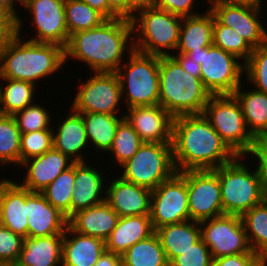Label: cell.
Instances as JSON below:
<instances>
[{"mask_svg":"<svg viewBox=\"0 0 267 266\" xmlns=\"http://www.w3.org/2000/svg\"><path fill=\"white\" fill-rule=\"evenodd\" d=\"M258 167L256 168L260 178V186L262 195L267 201V161H257Z\"/></svg>","mask_w":267,"mask_h":266,"instance_id":"cell-53","label":"cell"},{"mask_svg":"<svg viewBox=\"0 0 267 266\" xmlns=\"http://www.w3.org/2000/svg\"><path fill=\"white\" fill-rule=\"evenodd\" d=\"M28 237H48L64 234L68 218L53 207L40 192L26 188Z\"/></svg>","mask_w":267,"mask_h":266,"instance_id":"cell-19","label":"cell"},{"mask_svg":"<svg viewBox=\"0 0 267 266\" xmlns=\"http://www.w3.org/2000/svg\"><path fill=\"white\" fill-rule=\"evenodd\" d=\"M253 252L267 257V201L254 206L241 216Z\"/></svg>","mask_w":267,"mask_h":266,"instance_id":"cell-34","label":"cell"},{"mask_svg":"<svg viewBox=\"0 0 267 266\" xmlns=\"http://www.w3.org/2000/svg\"><path fill=\"white\" fill-rule=\"evenodd\" d=\"M190 220L201 222L224 215L216 169L187 170Z\"/></svg>","mask_w":267,"mask_h":266,"instance_id":"cell-14","label":"cell"},{"mask_svg":"<svg viewBox=\"0 0 267 266\" xmlns=\"http://www.w3.org/2000/svg\"><path fill=\"white\" fill-rule=\"evenodd\" d=\"M67 155L52 148L46 153L24 161L20 166L26 168V176L21 185L30 192H42L63 171L73 165Z\"/></svg>","mask_w":267,"mask_h":266,"instance_id":"cell-20","label":"cell"},{"mask_svg":"<svg viewBox=\"0 0 267 266\" xmlns=\"http://www.w3.org/2000/svg\"><path fill=\"white\" fill-rule=\"evenodd\" d=\"M75 188V162L42 192L46 200L67 218L71 216V198Z\"/></svg>","mask_w":267,"mask_h":266,"instance_id":"cell-35","label":"cell"},{"mask_svg":"<svg viewBox=\"0 0 267 266\" xmlns=\"http://www.w3.org/2000/svg\"><path fill=\"white\" fill-rule=\"evenodd\" d=\"M107 19L82 0H65V22L69 36L101 25Z\"/></svg>","mask_w":267,"mask_h":266,"instance_id":"cell-36","label":"cell"},{"mask_svg":"<svg viewBox=\"0 0 267 266\" xmlns=\"http://www.w3.org/2000/svg\"><path fill=\"white\" fill-rule=\"evenodd\" d=\"M105 250L104 240L79 234L67 226L62 242L61 266H94Z\"/></svg>","mask_w":267,"mask_h":266,"instance_id":"cell-24","label":"cell"},{"mask_svg":"<svg viewBox=\"0 0 267 266\" xmlns=\"http://www.w3.org/2000/svg\"><path fill=\"white\" fill-rule=\"evenodd\" d=\"M171 56L180 64V66L184 69V71L193 75L194 77L200 78L201 75L200 64H198L188 55L183 53H175L172 54Z\"/></svg>","mask_w":267,"mask_h":266,"instance_id":"cell-49","label":"cell"},{"mask_svg":"<svg viewBox=\"0 0 267 266\" xmlns=\"http://www.w3.org/2000/svg\"><path fill=\"white\" fill-rule=\"evenodd\" d=\"M0 266H17L16 263H0Z\"/></svg>","mask_w":267,"mask_h":266,"instance_id":"cell-59","label":"cell"},{"mask_svg":"<svg viewBox=\"0 0 267 266\" xmlns=\"http://www.w3.org/2000/svg\"><path fill=\"white\" fill-rule=\"evenodd\" d=\"M92 73L85 83L80 84L71 109L77 113L119 115L122 93L117 73Z\"/></svg>","mask_w":267,"mask_h":266,"instance_id":"cell-12","label":"cell"},{"mask_svg":"<svg viewBox=\"0 0 267 266\" xmlns=\"http://www.w3.org/2000/svg\"><path fill=\"white\" fill-rule=\"evenodd\" d=\"M241 87L233 95L241 105L248 131L253 137L267 132V94L256 89L245 92Z\"/></svg>","mask_w":267,"mask_h":266,"instance_id":"cell-30","label":"cell"},{"mask_svg":"<svg viewBox=\"0 0 267 266\" xmlns=\"http://www.w3.org/2000/svg\"><path fill=\"white\" fill-rule=\"evenodd\" d=\"M131 38L133 33L130 19H107L95 28L70 35L64 48L65 62L69 58H75L86 63L91 72L116 73L122 65L125 51L134 50Z\"/></svg>","mask_w":267,"mask_h":266,"instance_id":"cell-2","label":"cell"},{"mask_svg":"<svg viewBox=\"0 0 267 266\" xmlns=\"http://www.w3.org/2000/svg\"><path fill=\"white\" fill-rule=\"evenodd\" d=\"M64 234L24 239L17 266L62 265V242Z\"/></svg>","mask_w":267,"mask_h":266,"instance_id":"cell-27","label":"cell"},{"mask_svg":"<svg viewBox=\"0 0 267 266\" xmlns=\"http://www.w3.org/2000/svg\"><path fill=\"white\" fill-rule=\"evenodd\" d=\"M250 266H267V257H258Z\"/></svg>","mask_w":267,"mask_h":266,"instance_id":"cell-58","label":"cell"},{"mask_svg":"<svg viewBox=\"0 0 267 266\" xmlns=\"http://www.w3.org/2000/svg\"><path fill=\"white\" fill-rule=\"evenodd\" d=\"M128 62L116 72L126 108L159 104V56L136 50L128 53Z\"/></svg>","mask_w":267,"mask_h":266,"instance_id":"cell-7","label":"cell"},{"mask_svg":"<svg viewBox=\"0 0 267 266\" xmlns=\"http://www.w3.org/2000/svg\"><path fill=\"white\" fill-rule=\"evenodd\" d=\"M23 21L17 18V35L0 55V78L28 81L53 76L65 65L64 47L21 39Z\"/></svg>","mask_w":267,"mask_h":266,"instance_id":"cell-3","label":"cell"},{"mask_svg":"<svg viewBox=\"0 0 267 266\" xmlns=\"http://www.w3.org/2000/svg\"><path fill=\"white\" fill-rule=\"evenodd\" d=\"M130 21L136 34L132 38L134 50L159 57L171 56L168 51L176 50L182 17L154 6L138 11Z\"/></svg>","mask_w":267,"mask_h":266,"instance_id":"cell-5","label":"cell"},{"mask_svg":"<svg viewBox=\"0 0 267 266\" xmlns=\"http://www.w3.org/2000/svg\"><path fill=\"white\" fill-rule=\"evenodd\" d=\"M82 115L89 145H93L94 149L101 152H108L116 129L119 123L124 119L122 116L109 115L105 113H79Z\"/></svg>","mask_w":267,"mask_h":266,"instance_id":"cell-31","label":"cell"},{"mask_svg":"<svg viewBox=\"0 0 267 266\" xmlns=\"http://www.w3.org/2000/svg\"><path fill=\"white\" fill-rule=\"evenodd\" d=\"M122 266H169L157 234L130 247L122 256Z\"/></svg>","mask_w":267,"mask_h":266,"instance_id":"cell-32","label":"cell"},{"mask_svg":"<svg viewBox=\"0 0 267 266\" xmlns=\"http://www.w3.org/2000/svg\"><path fill=\"white\" fill-rule=\"evenodd\" d=\"M107 5L119 16L126 18V0H106Z\"/></svg>","mask_w":267,"mask_h":266,"instance_id":"cell-54","label":"cell"},{"mask_svg":"<svg viewBox=\"0 0 267 266\" xmlns=\"http://www.w3.org/2000/svg\"><path fill=\"white\" fill-rule=\"evenodd\" d=\"M0 22H17V18L0 5Z\"/></svg>","mask_w":267,"mask_h":266,"instance_id":"cell-56","label":"cell"},{"mask_svg":"<svg viewBox=\"0 0 267 266\" xmlns=\"http://www.w3.org/2000/svg\"><path fill=\"white\" fill-rule=\"evenodd\" d=\"M214 18L222 25L234 29L252 47L267 42V31L259 20V7L235 3L229 0H208ZM259 18V19H258Z\"/></svg>","mask_w":267,"mask_h":266,"instance_id":"cell-15","label":"cell"},{"mask_svg":"<svg viewBox=\"0 0 267 266\" xmlns=\"http://www.w3.org/2000/svg\"><path fill=\"white\" fill-rule=\"evenodd\" d=\"M99 169L85 162H75V188L71 198V215L106 201V179ZM104 193V196L102 195Z\"/></svg>","mask_w":267,"mask_h":266,"instance_id":"cell-22","label":"cell"},{"mask_svg":"<svg viewBox=\"0 0 267 266\" xmlns=\"http://www.w3.org/2000/svg\"><path fill=\"white\" fill-rule=\"evenodd\" d=\"M91 8L101 13L106 19L119 18V16L107 5L106 0H82Z\"/></svg>","mask_w":267,"mask_h":266,"instance_id":"cell-51","label":"cell"},{"mask_svg":"<svg viewBox=\"0 0 267 266\" xmlns=\"http://www.w3.org/2000/svg\"><path fill=\"white\" fill-rule=\"evenodd\" d=\"M49 111L43 106L32 104L25 109L16 112L13 117L16 120L17 126L21 132L29 133L34 131H41L45 129H52L50 123L51 119Z\"/></svg>","mask_w":267,"mask_h":266,"instance_id":"cell-42","label":"cell"},{"mask_svg":"<svg viewBox=\"0 0 267 266\" xmlns=\"http://www.w3.org/2000/svg\"><path fill=\"white\" fill-rule=\"evenodd\" d=\"M16 2L20 3L22 6V2L20 0H0V5L7 9L15 18H18V10H16V5H14Z\"/></svg>","mask_w":267,"mask_h":266,"instance_id":"cell-55","label":"cell"},{"mask_svg":"<svg viewBox=\"0 0 267 266\" xmlns=\"http://www.w3.org/2000/svg\"><path fill=\"white\" fill-rule=\"evenodd\" d=\"M194 4L195 0H156L155 6L171 14L180 17H188L200 14L194 12Z\"/></svg>","mask_w":267,"mask_h":266,"instance_id":"cell-45","label":"cell"},{"mask_svg":"<svg viewBox=\"0 0 267 266\" xmlns=\"http://www.w3.org/2000/svg\"><path fill=\"white\" fill-rule=\"evenodd\" d=\"M121 172L124 180L154 190L176 172L172 143L143 142Z\"/></svg>","mask_w":267,"mask_h":266,"instance_id":"cell-10","label":"cell"},{"mask_svg":"<svg viewBox=\"0 0 267 266\" xmlns=\"http://www.w3.org/2000/svg\"><path fill=\"white\" fill-rule=\"evenodd\" d=\"M156 0H126V18L130 19L140 10L154 7Z\"/></svg>","mask_w":267,"mask_h":266,"instance_id":"cell-50","label":"cell"},{"mask_svg":"<svg viewBox=\"0 0 267 266\" xmlns=\"http://www.w3.org/2000/svg\"><path fill=\"white\" fill-rule=\"evenodd\" d=\"M106 188V202L119 217L150 215L152 190L117 176Z\"/></svg>","mask_w":267,"mask_h":266,"instance_id":"cell-18","label":"cell"},{"mask_svg":"<svg viewBox=\"0 0 267 266\" xmlns=\"http://www.w3.org/2000/svg\"><path fill=\"white\" fill-rule=\"evenodd\" d=\"M214 15L210 9L204 14L182 17L179 43L175 51L187 54L189 51L213 45Z\"/></svg>","mask_w":267,"mask_h":266,"instance_id":"cell-29","label":"cell"},{"mask_svg":"<svg viewBox=\"0 0 267 266\" xmlns=\"http://www.w3.org/2000/svg\"><path fill=\"white\" fill-rule=\"evenodd\" d=\"M154 232L150 215L120 217L105 240V249L122 256L130 247Z\"/></svg>","mask_w":267,"mask_h":266,"instance_id":"cell-26","label":"cell"},{"mask_svg":"<svg viewBox=\"0 0 267 266\" xmlns=\"http://www.w3.org/2000/svg\"><path fill=\"white\" fill-rule=\"evenodd\" d=\"M188 55L201 66L200 78L211 95H232L243 85L245 63L232 53L214 45L191 50Z\"/></svg>","mask_w":267,"mask_h":266,"instance_id":"cell-9","label":"cell"},{"mask_svg":"<svg viewBox=\"0 0 267 266\" xmlns=\"http://www.w3.org/2000/svg\"><path fill=\"white\" fill-rule=\"evenodd\" d=\"M124 118L143 142L172 143L174 117L161 105L133 106Z\"/></svg>","mask_w":267,"mask_h":266,"instance_id":"cell-17","label":"cell"},{"mask_svg":"<svg viewBox=\"0 0 267 266\" xmlns=\"http://www.w3.org/2000/svg\"><path fill=\"white\" fill-rule=\"evenodd\" d=\"M244 72L253 89L267 94V42L253 48Z\"/></svg>","mask_w":267,"mask_h":266,"instance_id":"cell-40","label":"cell"},{"mask_svg":"<svg viewBox=\"0 0 267 266\" xmlns=\"http://www.w3.org/2000/svg\"><path fill=\"white\" fill-rule=\"evenodd\" d=\"M150 216L154 231L165 225L190 220L187 171L175 172L152 190Z\"/></svg>","mask_w":267,"mask_h":266,"instance_id":"cell-11","label":"cell"},{"mask_svg":"<svg viewBox=\"0 0 267 266\" xmlns=\"http://www.w3.org/2000/svg\"><path fill=\"white\" fill-rule=\"evenodd\" d=\"M6 85L0 86V114L14 115L34 104L35 85L28 81L0 78Z\"/></svg>","mask_w":267,"mask_h":266,"instance_id":"cell-33","label":"cell"},{"mask_svg":"<svg viewBox=\"0 0 267 266\" xmlns=\"http://www.w3.org/2000/svg\"><path fill=\"white\" fill-rule=\"evenodd\" d=\"M212 255L202 238L184 254L177 256L169 266H211Z\"/></svg>","mask_w":267,"mask_h":266,"instance_id":"cell-44","label":"cell"},{"mask_svg":"<svg viewBox=\"0 0 267 266\" xmlns=\"http://www.w3.org/2000/svg\"><path fill=\"white\" fill-rule=\"evenodd\" d=\"M201 238L212 258L255 253L252 251L241 216L224 214L199 222Z\"/></svg>","mask_w":267,"mask_h":266,"instance_id":"cell-13","label":"cell"},{"mask_svg":"<svg viewBox=\"0 0 267 266\" xmlns=\"http://www.w3.org/2000/svg\"><path fill=\"white\" fill-rule=\"evenodd\" d=\"M0 224L28 237L26 188L8 178L0 180Z\"/></svg>","mask_w":267,"mask_h":266,"instance_id":"cell-21","label":"cell"},{"mask_svg":"<svg viewBox=\"0 0 267 266\" xmlns=\"http://www.w3.org/2000/svg\"><path fill=\"white\" fill-rule=\"evenodd\" d=\"M213 45L234 54L239 59H242L240 61L243 63L249 59L253 51V48L241 35L234 29L220 24L215 18L213 24Z\"/></svg>","mask_w":267,"mask_h":266,"instance_id":"cell-39","label":"cell"},{"mask_svg":"<svg viewBox=\"0 0 267 266\" xmlns=\"http://www.w3.org/2000/svg\"><path fill=\"white\" fill-rule=\"evenodd\" d=\"M258 257L256 253L222 256L213 259L211 266H250Z\"/></svg>","mask_w":267,"mask_h":266,"instance_id":"cell-46","label":"cell"},{"mask_svg":"<svg viewBox=\"0 0 267 266\" xmlns=\"http://www.w3.org/2000/svg\"><path fill=\"white\" fill-rule=\"evenodd\" d=\"M143 144L136 131L124 118L118 125L112 145L108 152L113 156V162L122 166L125 164Z\"/></svg>","mask_w":267,"mask_h":266,"instance_id":"cell-38","label":"cell"},{"mask_svg":"<svg viewBox=\"0 0 267 266\" xmlns=\"http://www.w3.org/2000/svg\"><path fill=\"white\" fill-rule=\"evenodd\" d=\"M211 94L172 56L159 57V105L173 117L202 114Z\"/></svg>","mask_w":267,"mask_h":266,"instance_id":"cell-4","label":"cell"},{"mask_svg":"<svg viewBox=\"0 0 267 266\" xmlns=\"http://www.w3.org/2000/svg\"><path fill=\"white\" fill-rule=\"evenodd\" d=\"M244 156L217 168L223 213L242 216L264 201L257 169L244 165ZM242 161V162H241Z\"/></svg>","mask_w":267,"mask_h":266,"instance_id":"cell-6","label":"cell"},{"mask_svg":"<svg viewBox=\"0 0 267 266\" xmlns=\"http://www.w3.org/2000/svg\"><path fill=\"white\" fill-rule=\"evenodd\" d=\"M17 35V22H0V55Z\"/></svg>","mask_w":267,"mask_h":266,"instance_id":"cell-48","label":"cell"},{"mask_svg":"<svg viewBox=\"0 0 267 266\" xmlns=\"http://www.w3.org/2000/svg\"><path fill=\"white\" fill-rule=\"evenodd\" d=\"M229 1H232L235 3L247 4V5L261 8V5H262L261 1L263 0H229Z\"/></svg>","mask_w":267,"mask_h":266,"instance_id":"cell-57","label":"cell"},{"mask_svg":"<svg viewBox=\"0 0 267 266\" xmlns=\"http://www.w3.org/2000/svg\"><path fill=\"white\" fill-rule=\"evenodd\" d=\"M94 266H122L121 256L105 250Z\"/></svg>","mask_w":267,"mask_h":266,"instance_id":"cell-52","label":"cell"},{"mask_svg":"<svg viewBox=\"0 0 267 266\" xmlns=\"http://www.w3.org/2000/svg\"><path fill=\"white\" fill-rule=\"evenodd\" d=\"M172 152L176 172L216 169L237 157L203 114L174 117Z\"/></svg>","mask_w":267,"mask_h":266,"instance_id":"cell-1","label":"cell"},{"mask_svg":"<svg viewBox=\"0 0 267 266\" xmlns=\"http://www.w3.org/2000/svg\"><path fill=\"white\" fill-rule=\"evenodd\" d=\"M254 156L256 161H267V132L256 135L248 155Z\"/></svg>","mask_w":267,"mask_h":266,"instance_id":"cell-47","label":"cell"},{"mask_svg":"<svg viewBox=\"0 0 267 266\" xmlns=\"http://www.w3.org/2000/svg\"><path fill=\"white\" fill-rule=\"evenodd\" d=\"M24 239L0 224V263H16L22 251Z\"/></svg>","mask_w":267,"mask_h":266,"instance_id":"cell-43","label":"cell"},{"mask_svg":"<svg viewBox=\"0 0 267 266\" xmlns=\"http://www.w3.org/2000/svg\"><path fill=\"white\" fill-rule=\"evenodd\" d=\"M22 6L29 10L31 24L38 30L28 41L66 47L70 36L65 22V0H24Z\"/></svg>","mask_w":267,"mask_h":266,"instance_id":"cell-16","label":"cell"},{"mask_svg":"<svg viewBox=\"0 0 267 266\" xmlns=\"http://www.w3.org/2000/svg\"><path fill=\"white\" fill-rule=\"evenodd\" d=\"M119 215L104 201L76 211L68 218V226L75 232L106 240L117 225Z\"/></svg>","mask_w":267,"mask_h":266,"instance_id":"cell-23","label":"cell"},{"mask_svg":"<svg viewBox=\"0 0 267 266\" xmlns=\"http://www.w3.org/2000/svg\"><path fill=\"white\" fill-rule=\"evenodd\" d=\"M63 122L53 132V148L67 155L74 162H85L83 153L89 147L82 115L70 109ZM83 151V152H82Z\"/></svg>","mask_w":267,"mask_h":266,"instance_id":"cell-25","label":"cell"},{"mask_svg":"<svg viewBox=\"0 0 267 266\" xmlns=\"http://www.w3.org/2000/svg\"><path fill=\"white\" fill-rule=\"evenodd\" d=\"M21 132L13 115L0 114V164L20 165Z\"/></svg>","mask_w":267,"mask_h":266,"instance_id":"cell-37","label":"cell"},{"mask_svg":"<svg viewBox=\"0 0 267 266\" xmlns=\"http://www.w3.org/2000/svg\"><path fill=\"white\" fill-rule=\"evenodd\" d=\"M169 264L201 239L199 222L187 220L169 224L155 230Z\"/></svg>","mask_w":267,"mask_h":266,"instance_id":"cell-28","label":"cell"},{"mask_svg":"<svg viewBox=\"0 0 267 266\" xmlns=\"http://www.w3.org/2000/svg\"><path fill=\"white\" fill-rule=\"evenodd\" d=\"M53 131L45 129L21 134L20 165L33 157L40 156L53 148Z\"/></svg>","mask_w":267,"mask_h":266,"instance_id":"cell-41","label":"cell"},{"mask_svg":"<svg viewBox=\"0 0 267 266\" xmlns=\"http://www.w3.org/2000/svg\"><path fill=\"white\" fill-rule=\"evenodd\" d=\"M202 114L237 156L245 157L249 153L254 137L248 131L241 105L233 94L211 95Z\"/></svg>","mask_w":267,"mask_h":266,"instance_id":"cell-8","label":"cell"}]
</instances>
